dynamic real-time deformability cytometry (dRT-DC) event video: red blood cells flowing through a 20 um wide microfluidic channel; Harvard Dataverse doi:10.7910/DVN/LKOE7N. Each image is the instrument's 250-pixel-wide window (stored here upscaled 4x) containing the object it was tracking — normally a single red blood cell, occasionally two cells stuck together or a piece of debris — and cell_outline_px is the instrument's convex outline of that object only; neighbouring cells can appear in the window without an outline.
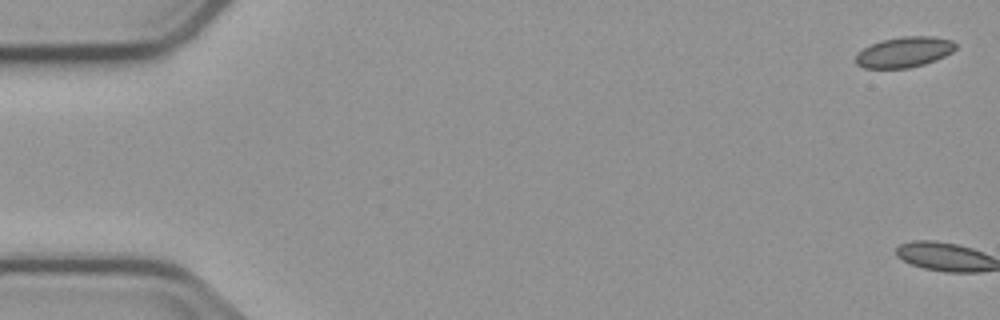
{"species": "common noctule bat (a hibernating species)", "species_latin": "Nyctalus noctula", "temperature_condition": "cold", "stored_images_in_passage": 8, "camera_frame_rate_fps": 3000, "um_per_image_px": 0.085, "animal": {"sex": "male", "body_mass_g": 23.1, "forearm_length_mm": 52.7}, "frame": {"image": 1, "passage_image": 1, "time_ms": 0.0, "image_size_px": [1000, 320], "cell_outline_px": [[956, 48], [952, 52], [936, 60], [924, 64], [908, 68], [864, 68], [856, 64], [856, 52], [880, 40], [904, 36], [932, 36], [952, 40], [956, 44]], "centroid_in_image_um": [76.85, 4.42], "position_along_channel_um": 8.1, "area_um2": 17.8}}
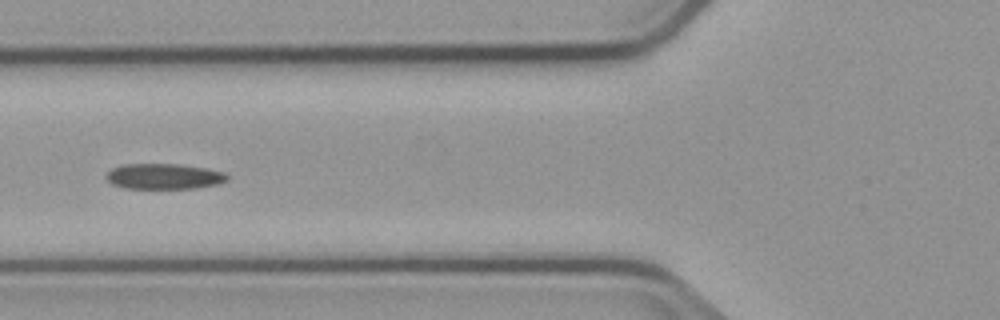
{"frame": {"image": 2, "passage_image": 7, "time_ms": 7.333, "image_size_px": [1000, 320], "cell_outline_px": [[228, 180], [220, 184], [196, 188], [124, 188], [112, 184], [104, 176], [112, 168], [124, 164], [180, 164], [204, 168], [224, 172], [228, 176]], "centroid_in_image_um": [13.95, 14.99], "position_along_channel_um": 111.9, "area_um2": 18.03}}
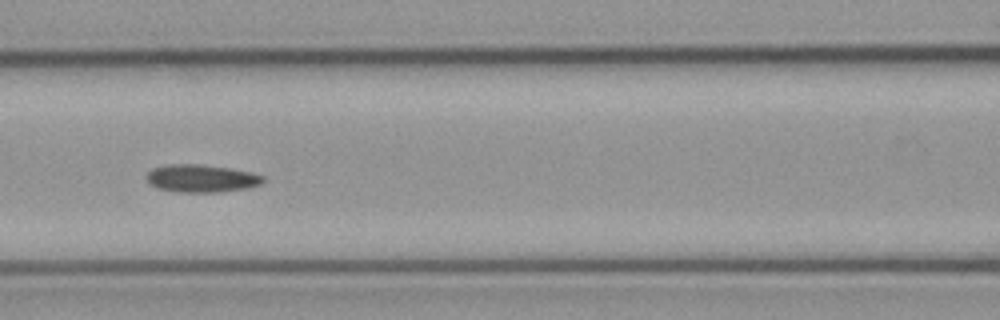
{"frame": {"image": 3, "passage_image": 8, "time_ms": 8.333, "image_size_px": [1000, 320], "cell_outline_px": [[264, 180], [260, 184], [248, 188], [220, 192], [176, 192], [156, 188], [148, 184], [144, 176], [152, 168], [168, 164], [200, 164], [228, 168], [252, 172], [264, 176]], "centroid_in_image_um": [17.06, 15.17], "position_along_channel_um": 149.5, "area_um2": 19.07}}